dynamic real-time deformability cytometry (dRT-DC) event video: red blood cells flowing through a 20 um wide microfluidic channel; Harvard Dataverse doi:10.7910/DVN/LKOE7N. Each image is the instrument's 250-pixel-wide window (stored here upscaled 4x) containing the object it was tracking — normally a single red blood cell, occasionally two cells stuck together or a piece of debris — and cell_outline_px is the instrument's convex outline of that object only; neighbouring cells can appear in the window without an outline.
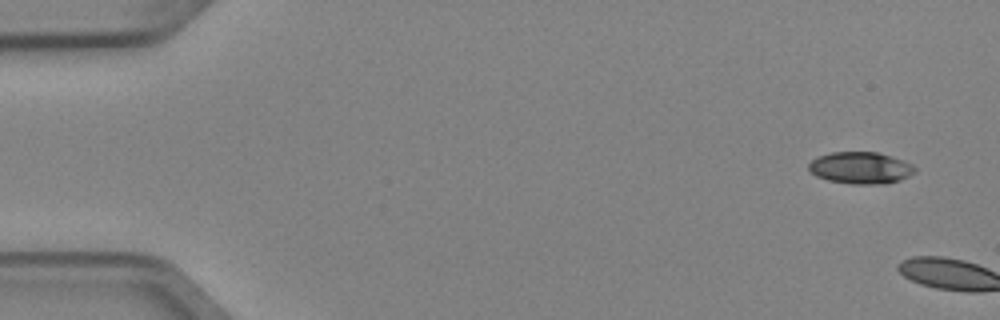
{"species": "Egyptian fruit bat (a non-hibernating species)", "species_latin": "Rousettus aegyptiacus", "temperature_condition": "cold", "stored_images_in_passage": 5, "camera_frame_rate_fps": 3000, "um_per_image_px": 0.085, "animal": {"sex": "female"}, "frame": {"image": 1, "passage_image": 1, "time_ms": 0.0, "image_size_px": [1000, 320], "cell_outline_px": [[916, 172], [900, 180], [884, 184], [852, 184], [828, 180], [816, 176], [808, 168], [808, 164], [816, 156], [832, 152], [880, 152], [904, 160], [912, 164], [916, 168]], "centroid_in_image_um": [73.16, 14.26], "position_along_channel_um": 11.8, "area_um2": 19.88}}
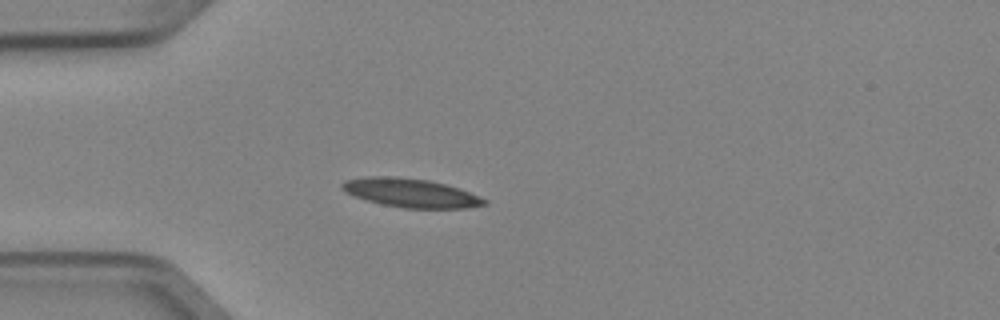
{"frame": {"image": 2, "passage_image": 5, "time_ms": 1.333, "image_size_px": [1000, 320], "cell_outline_px": [[488, 204], [468, 208], [404, 208], [384, 204], [368, 200], [356, 196], [340, 188], [340, 184], [344, 180], [372, 176], [396, 176], [428, 180], [460, 188], [488, 200]], "centroid_in_image_um": [34.95, 16.39], "position_along_channel_um": 50.0, "area_um2": 23.7}}